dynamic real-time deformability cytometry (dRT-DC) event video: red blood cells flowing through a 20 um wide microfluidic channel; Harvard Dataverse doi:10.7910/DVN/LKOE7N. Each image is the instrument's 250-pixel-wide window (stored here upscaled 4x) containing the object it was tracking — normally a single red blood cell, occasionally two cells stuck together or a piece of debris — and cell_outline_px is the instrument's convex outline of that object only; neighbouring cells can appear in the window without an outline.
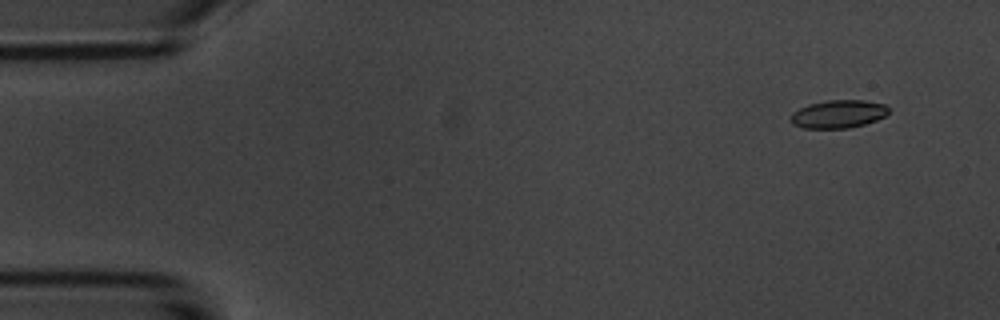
{"species": "common noctule bat (a hibernating species)", "species_latin": "Nyctalus noctula", "temperature_condition": "room temperature", "stored_images_in_passage": 14, "camera_frame_rate_fps": 3000, "um_per_image_px": 0.085, "animal": {"sex": "male", "body_mass_g": 20.1, "forearm_length_mm": 53.5}, "frame": {"image": 1, "passage_image": 1, "time_ms": 0.0, "image_size_px": [1000, 320], "cell_outline_px": [[892, 108], [884, 116], [876, 120], [864, 124], [848, 128], [804, 128], [792, 124], [788, 120], [792, 112], [808, 104], [824, 100], [864, 100], [884, 104]], "centroid_in_image_um": [71.23, 9.68], "position_along_channel_um": 13.8, "area_um2": 16.18}}
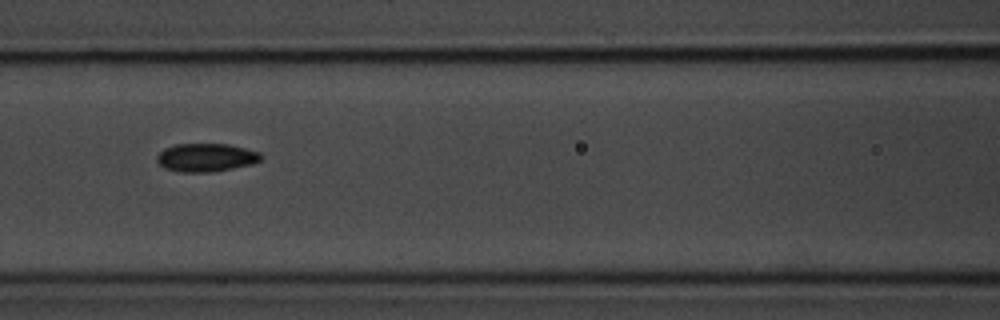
{"frame": {"image": 2, "passage_image": 6, "time_ms": 6.667, "image_size_px": [1000, 320], "cell_outline_px": [[264, 156], [260, 160], [252, 164], [212, 172], [180, 172], [164, 168], [156, 160], [156, 156], [164, 148], [176, 144], [228, 144], [260, 152]], "centroid_in_image_um": [17.51, 13.39], "position_along_channel_um": 149.1, "area_um2": 17.17}}
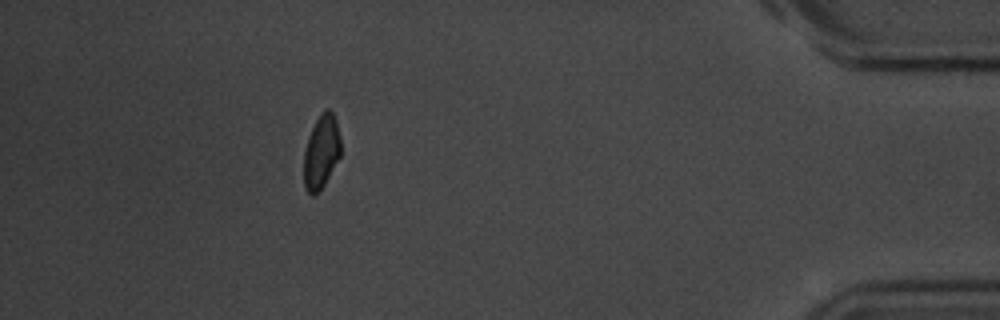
{"frame": {"image": 3, "passage_image": 13, "time_ms": 15.333, "image_size_px": [1000, 320], "cell_outline_px": [[340, 156], [324, 184], [312, 196], [308, 192], [304, 184], [304, 152], [308, 136], [320, 112], [324, 108], [328, 108], [332, 112], [336, 120], [340, 136]], "centroid_in_image_um": [27.31, 12.85], "position_along_channel_um": 407.9, "area_um2": 15.72}, "authors_computed_cell_mechanics": {"area_um2": 16.5308, "velocity_mm_per_s": 3.607, "shape_relaxation_time_tau1_ms": 1.7322, "shape_relaxation_time_tau2_ms": 3.4447, "deformation_change_tau1": 0.0852, "deformation_change_tau2": 0.0467}}